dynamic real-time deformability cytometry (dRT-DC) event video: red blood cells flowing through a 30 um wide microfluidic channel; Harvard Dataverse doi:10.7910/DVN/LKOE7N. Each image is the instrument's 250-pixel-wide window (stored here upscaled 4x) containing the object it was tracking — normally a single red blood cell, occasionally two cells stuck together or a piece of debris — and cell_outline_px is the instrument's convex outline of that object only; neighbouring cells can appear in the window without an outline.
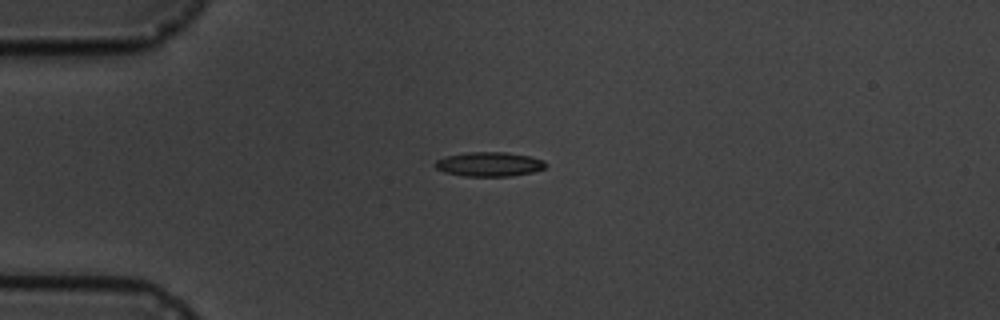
{"species": "common noctule bat (a hibernating species)", "species_latin": "Nyctalus noctula", "temperature_condition": "cold", "stored_images_in_passage": 7, "camera_frame_rate_fps": 3000, "um_per_image_px": 0.085, "animal": {"sex": "male", "body_mass_g": 19.5, "forearm_length_mm": 54.6}, "frame": {"image": 1, "passage_image": 4, "time_ms": 4.333, "image_size_px": [1000, 320], "cell_outline_px": [[548, 164], [544, 168], [532, 172], [512, 176], [464, 176], [444, 172], [436, 168], [432, 164], [436, 160], [444, 156], [468, 152], [504, 152], [528, 156], [544, 160]], "centroid_in_image_um": [41.55, 13.95], "position_along_channel_um": 43.5, "area_um2": 15.78}}
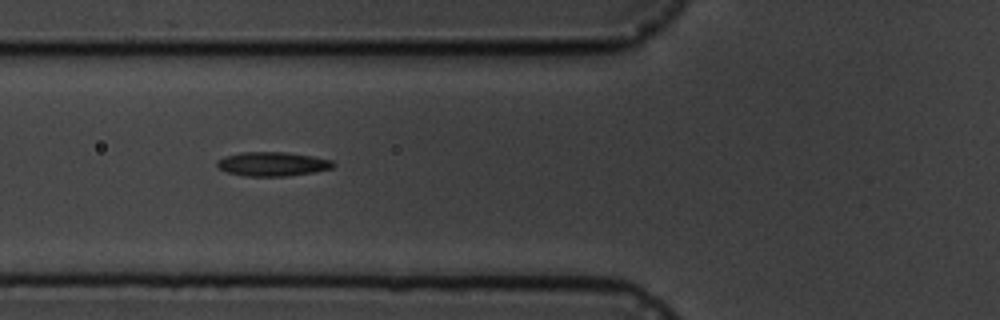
{"frame": {"image": 2, "passage_image": 6, "time_ms": 6.667, "image_size_px": [1000, 320], "cell_outline_px": [[336, 164], [332, 168], [312, 172], [284, 176], [244, 176], [228, 172], [220, 168], [216, 164], [216, 160], [224, 156], [240, 152], [284, 152], [312, 156], [332, 160]], "centroid_in_image_um": [23.14, 13.93], "position_along_channel_um": 102.7, "area_um2": 16.24}}
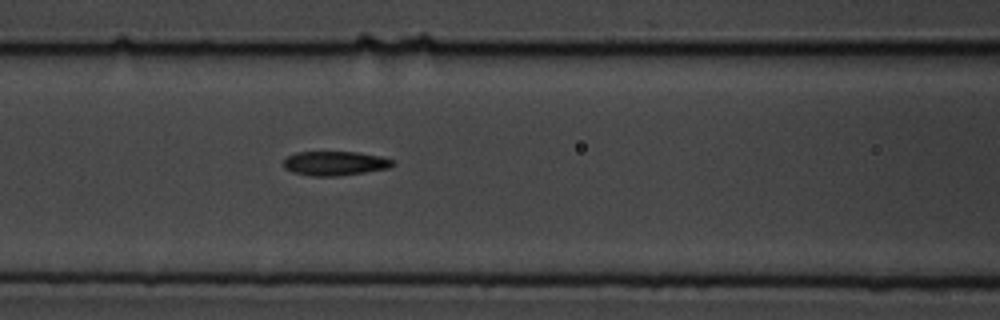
{"frame": {"image": 3, "passage_image": 7, "time_ms": 7.667, "image_size_px": [1000, 320], "cell_outline_px": [[396, 164], [388, 168], [364, 172], [336, 176], [312, 176], [292, 172], [284, 168], [284, 160], [288, 156], [296, 152], [356, 152], [380, 156], [392, 160]], "centroid_in_image_um": [28.45, 13.88], "position_along_channel_um": 138.1, "area_um2": 15.32}}